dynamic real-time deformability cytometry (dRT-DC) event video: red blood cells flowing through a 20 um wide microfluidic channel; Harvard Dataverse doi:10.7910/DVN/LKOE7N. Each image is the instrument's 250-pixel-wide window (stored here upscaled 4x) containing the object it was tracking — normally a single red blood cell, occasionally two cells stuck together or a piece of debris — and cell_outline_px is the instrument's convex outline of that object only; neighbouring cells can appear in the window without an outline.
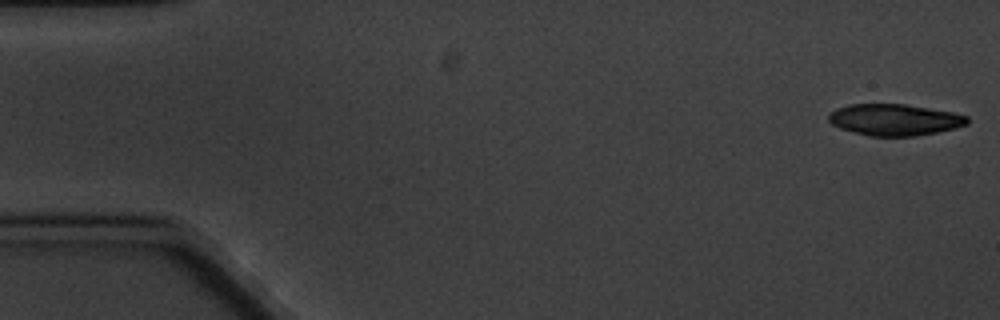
{"species": "common noctule bat (a hibernating species)", "species_latin": "Nyctalus noctula", "temperature_condition": "cold", "stored_images_in_passage": 6, "camera_frame_rate_fps": 3000, "um_per_image_px": 0.085, "animal": {"sex": "male", "body_mass_g": 20.1, "forearm_length_mm": 53.5}, "frame": {"image": 1, "passage_image": 1, "time_ms": 0.0, "image_size_px": [1000, 320], "cell_outline_px": [[968, 124], [956, 128], [916, 136], [868, 136], [840, 128], [832, 124], [828, 120], [828, 116], [836, 108], [848, 104], [904, 104], [952, 112], [968, 116]], "centroid_in_image_um": [76.03, 10.18], "position_along_channel_um": 9.0, "area_um2": 25.37}}
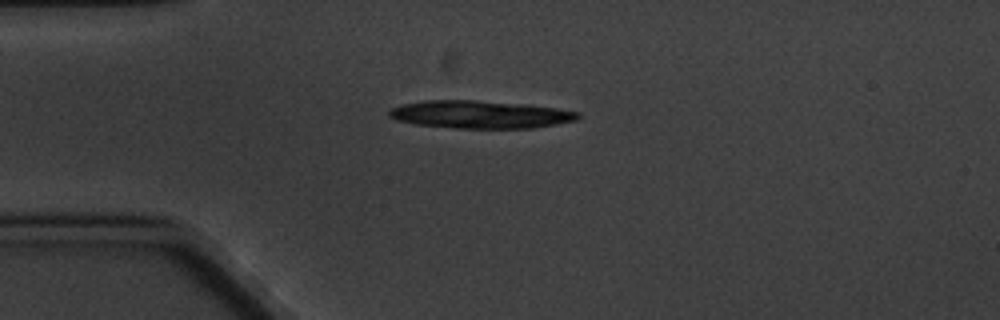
{"frame": {"image": 2, "passage_image": 4, "time_ms": 4.333, "image_size_px": [1000, 320], "cell_outline_px": [[580, 116], [576, 120], [556, 124], [532, 128], [456, 128], [412, 124], [396, 120], [388, 116], [388, 112], [392, 108], [404, 104], [424, 100], [476, 100], [528, 104], [556, 108], [580, 112]], "centroid_in_image_um": [40.8, 9.73], "position_along_channel_um": 44.2, "area_um2": 30.63}}